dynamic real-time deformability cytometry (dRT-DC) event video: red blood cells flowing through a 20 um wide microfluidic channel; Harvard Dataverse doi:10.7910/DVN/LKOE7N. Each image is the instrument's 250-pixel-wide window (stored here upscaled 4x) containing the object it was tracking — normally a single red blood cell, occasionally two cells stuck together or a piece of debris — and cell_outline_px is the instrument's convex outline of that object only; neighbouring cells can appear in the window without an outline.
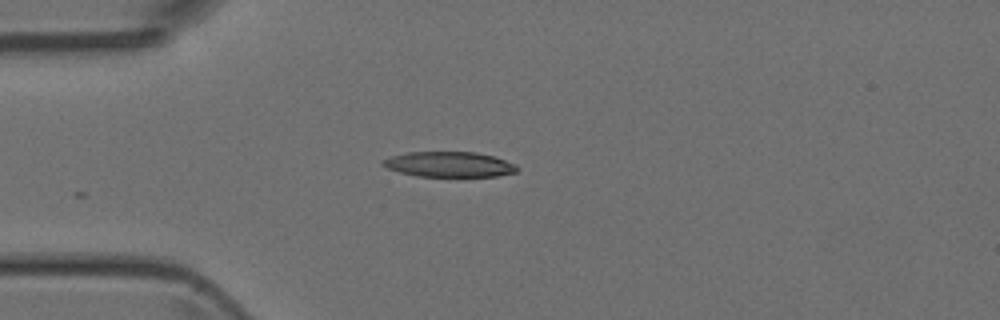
{"species": "Egyptian fruit bat (a non-hibernating species)", "species_latin": "Rousettus aegyptiacus", "temperature_condition": "room temperature", "stored_images_in_passage": 10, "camera_frame_rate_fps": 3000, "um_per_image_px": 0.085, "animal": {"sex": "female"}, "frame": {"image": 1, "passage_image": 1, "time_ms": 0.0, "image_size_px": [1000, 320], "cell_outline_px": [[516, 172], [496, 176], [416, 176], [400, 172], [388, 168], [380, 164], [380, 160], [392, 156], [408, 152], [476, 152], [492, 156], [516, 164]], "centroid_in_image_um": [38.13, 13.97], "position_along_channel_um": 46.9, "area_um2": 19.59}}
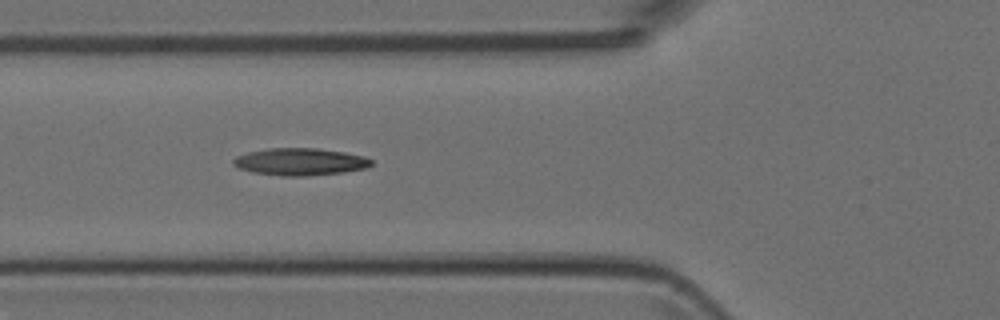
{"frame": {"image": 2, "passage_image": 6, "time_ms": 1.667, "image_size_px": [1000, 320], "cell_outline_px": [[372, 164], [368, 168], [344, 172], [308, 176], [280, 176], [252, 172], [240, 168], [232, 164], [232, 160], [236, 156], [248, 152], [268, 148], [316, 148], [344, 152], [364, 156], [372, 160]], "centroid_in_image_um": [25.51, 13.75], "position_along_channel_um": 100.3, "area_um2": 22.02}}
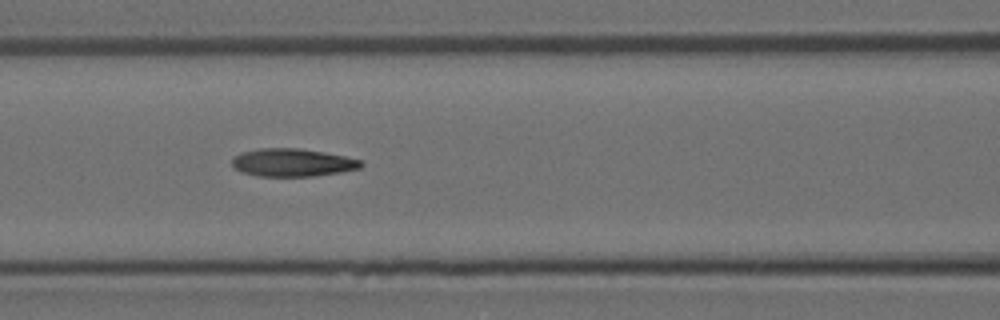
{"frame": {"image": 3, "passage_image": 9, "time_ms": 2.667, "image_size_px": [1000, 320], "cell_outline_px": [[364, 164], [360, 168], [340, 172], [312, 176], [256, 176], [240, 172], [232, 164], [232, 156], [240, 152], [260, 148], [300, 148], [324, 152], [344, 156], [360, 160]], "centroid_in_image_um": [24.81, 13.81], "position_along_channel_um": 141.8, "area_um2": 21.04}}